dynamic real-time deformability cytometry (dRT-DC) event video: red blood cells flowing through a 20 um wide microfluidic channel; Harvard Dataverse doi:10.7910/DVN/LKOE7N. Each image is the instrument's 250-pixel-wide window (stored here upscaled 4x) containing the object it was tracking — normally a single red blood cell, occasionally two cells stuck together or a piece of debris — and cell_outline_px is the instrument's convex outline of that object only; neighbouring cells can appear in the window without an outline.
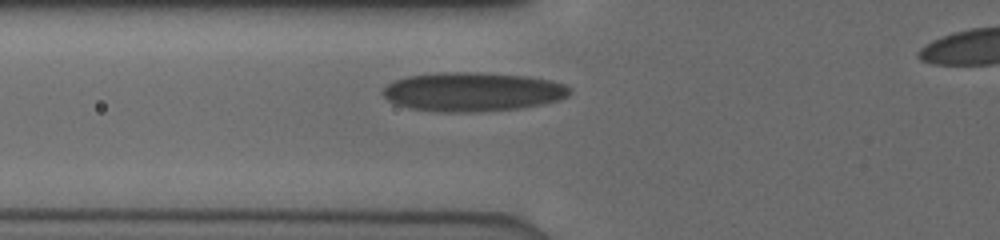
{"species": "human", "species_latin": "Homo sapiens", "temperature_condition": "cold", "stored_images_in_passage": 10, "camera_frame_rate_fps": 3000, "um_per_image_px": 0.085, "donor": {"sex": "male"}, "frame": {"image": 1, "passage_image": 10, "time_ms": 3.0, "image_size_px": [1000, 240], "cell_outline_px": [[560, 92], [552, 96], [396, 96], [388, 92], [392, 88], [400, 84], [412, 80], [460, 76], [476, 76], [516, 80], [556, 88]], "centroid_in_image_um": [40.05, 7.45], "position_along_channel_um": 85.8, "area_um2": 19.13}}